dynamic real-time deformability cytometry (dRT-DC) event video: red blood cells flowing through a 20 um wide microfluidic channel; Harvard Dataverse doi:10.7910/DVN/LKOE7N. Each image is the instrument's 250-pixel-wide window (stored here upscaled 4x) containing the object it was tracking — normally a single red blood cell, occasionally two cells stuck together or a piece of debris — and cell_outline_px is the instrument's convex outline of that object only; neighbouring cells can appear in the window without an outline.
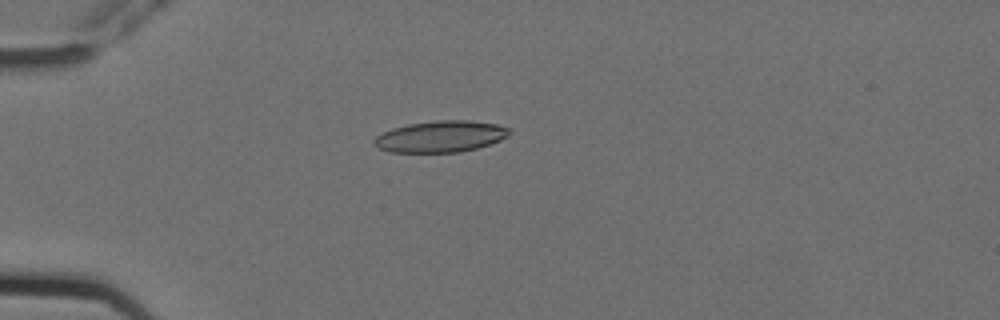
{"species": "Egyptian fruit bat (a non-hibernating species)", "species_latin": "Rousettus aegyptiacus", "temperature_condition": "cold", "stored_images_in_passage": 7, "camera_frame_rate_fps": 3000, "um_per_image_px": 0.085, "animal": {"sex": "female"}, "frame": {"image": 1, "passage_image": 4, "time_ms": 1.0, "image_size_px": [1000, 320], "cell_outline_px": [[512, 132], [508, 136], [500, 140], [476, 148], [460, 152], [388, 152], [376, 148], [372, 144], [372, 140], [376, 136], [392, 128], [408, 124], [436, 120], [468, 120], [496, 124], [508, 128]], "centroid_in_image_um": [37.4, 11.6], "position_along_channel_um": 47.6, "area_um2": 24.85}}
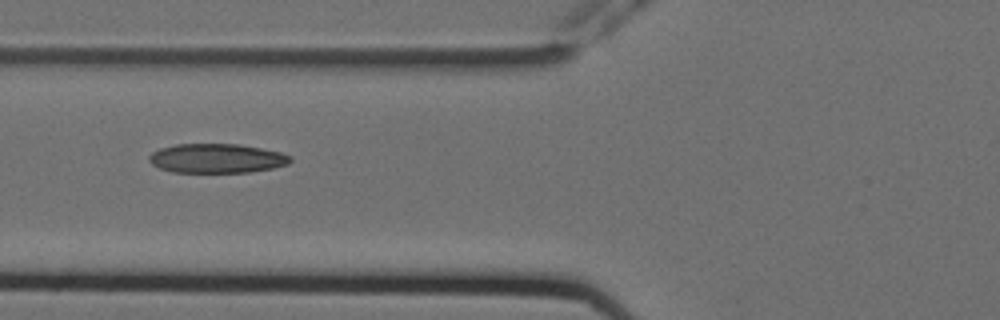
{"frame": {"image": 2, "passage_image": 6, "time_ms": 1.667, "image_size_px": [1000, 320], "cell_outline_px": [[292, 160], [288, 164], [272, 168], [248, 172], [172, 172], [160, 168], [152, 164], [148, 160], [148, 156], [152, 152], [160, 148], [176, 144], [240, 144], [280, 152], [292, 156]], "centroid_in_image_um": [18.41, 13.45], "position_along_channel_um": 107.4, "area_um2": 24.1}}
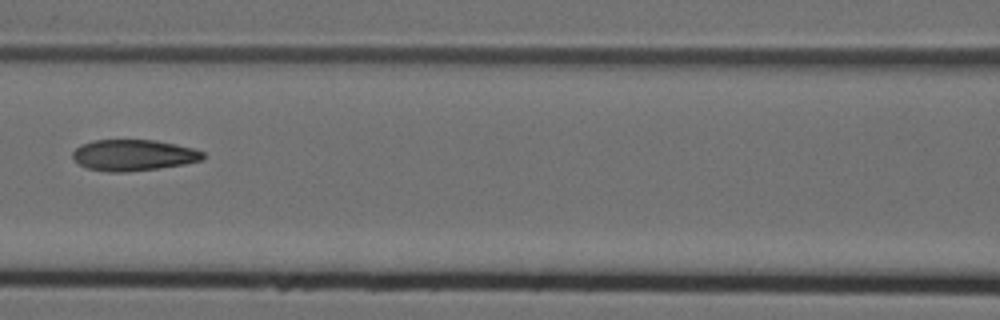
{"frame": {"image": 3, "passage_image": 7, "time_ms": 2.0, "image_size_px": [1000, 320], "cell_outline_px": [[204, 160], [184, 164], [160, 168], [124, 172], [108, 172], [88, 168], [80, 164], [72, 156], [72, 152], [80, 144], [96, 140], [156, 140], [192, 148], [204, 152]], "centroid_in_image_um": [11.36, 13.19], "position_along_channel_um": 155.2, "area_um2": 23.58}}